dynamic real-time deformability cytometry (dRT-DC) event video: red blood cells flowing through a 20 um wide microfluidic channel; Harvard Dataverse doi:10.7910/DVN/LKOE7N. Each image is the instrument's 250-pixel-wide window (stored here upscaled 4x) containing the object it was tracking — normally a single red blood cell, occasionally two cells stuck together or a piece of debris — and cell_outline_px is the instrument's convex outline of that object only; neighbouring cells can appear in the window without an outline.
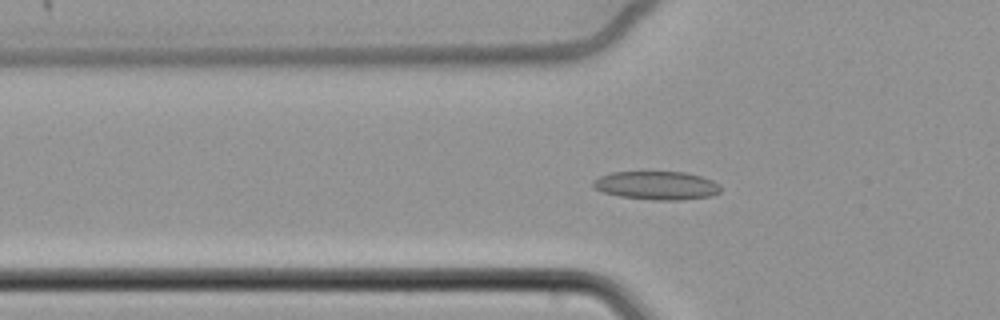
{"species": "common noctule bat (a hibernating species)", "species_latin": "Nyctalus noctula", "temperature_condition": "cold", "stored_images_in_passage": 33, "camera_frame_rate_fps": 3000, "um_per_image_px": 0.085, "animal": {"sex": "female", "body_mass_g": 22.7, "forearm_length_mm": 54.2}, "frame": {"image": 1, "passage_image": 26, "time_ms": 8.333, "image_size_px": [1000, 320], "cell_outline_px": [[720, 192], [712, 196], [680, 200], [656, 200], [620, 196], [604, 192], [592, 188], [592, 180], [600, 176], [612, 172], [688, 172], [712, 180], [720, 184]], "centroid_in_image_um": [55.82, 15.76], "position_along_channel_um": 70.0, "area_um2": 21.21}}
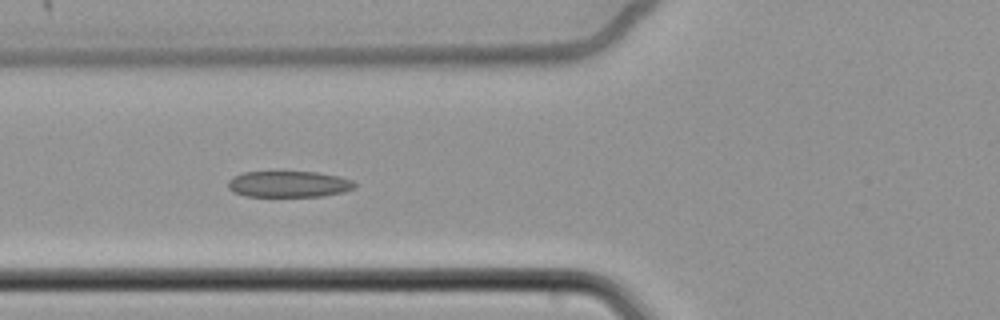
{"frame": {"image": 2, "passage_image": 29, "time_ms": 9.333, "image_size_px": [1000, 320], "cell_outline_px": [[356, 188], [344, 192], [324, 196], [248, 196], [232, 192], [228, 188], [228, 180], [232, 176], [244, 172], [320, 172], [340, 176], [352, 180], [356, 184]], "centroid_in_image_um": [24.57, 15.65], "position_along_channel_um": 101.2, "area_um2": 19.54}}
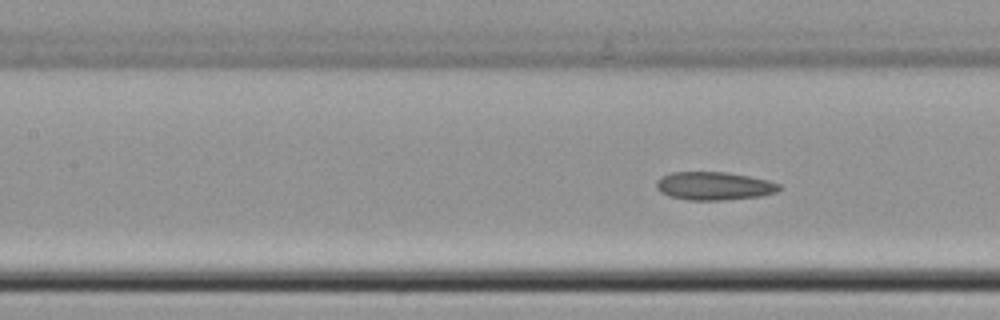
{"frame": {"image": 3, "passage_image": 33, "time_ms": 10.667, "image_size_px": [1000, 320], "cell_outline_px": [[780, 188], [776, 192], [760, 196], [720, 200], [688, 200], [668, 196], [660, 192], [656, 188], [656, 180], [660, 176], [672, 172], [728, 172], [768, 180], [780, 184]], "centroid_in_image_um": [60.64, 15.8], "position_along_channel_um": 146.8, "area_um2": 20.23}}